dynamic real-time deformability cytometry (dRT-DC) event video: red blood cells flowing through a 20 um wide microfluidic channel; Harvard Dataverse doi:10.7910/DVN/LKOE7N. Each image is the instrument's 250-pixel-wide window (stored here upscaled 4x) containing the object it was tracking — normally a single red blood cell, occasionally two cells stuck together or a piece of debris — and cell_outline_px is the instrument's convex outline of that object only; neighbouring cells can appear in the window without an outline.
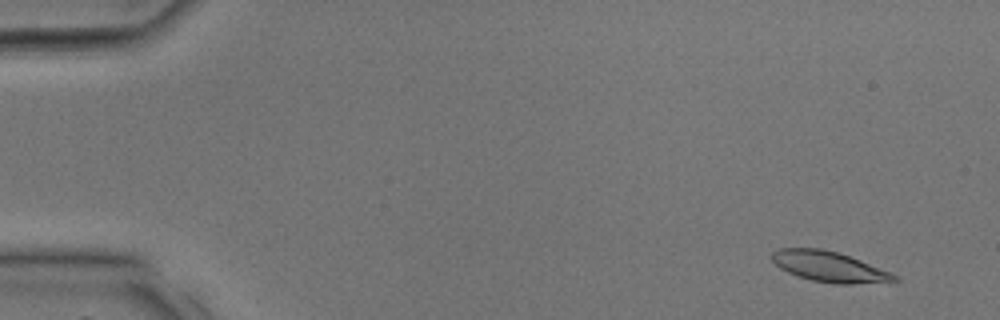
{"species": "common noctule bat (a hibernating species)", "species_latin": "Nyctalus noctula", "temperature_condition": "room temperature", "stored_images_in_passage": 36, "camera_frame_rate_fps": 3000, "um_per_image_px": 0.085, "animal": {"sex": "male", "body_mass_g": 17.9, "forearm_length_mm": 54.2}, "frame": {"image": 1, "passage_image": 3, "time_ms": 0.667, "image_size_px": [1000, 320], "cell_outline_px": [[900, 280], [852, 284], [836, 284], [812, 280], [788, 272], [780, 268], [772, 260], [772, 252], [780, 248], [820, 248], [836, 252], [860, 260], [892, 272], [900, 276]], "centroid_in_image_um": [70.51, 22.67], "position_along_channel_um": 14.5, "area_um2": 21.5}}
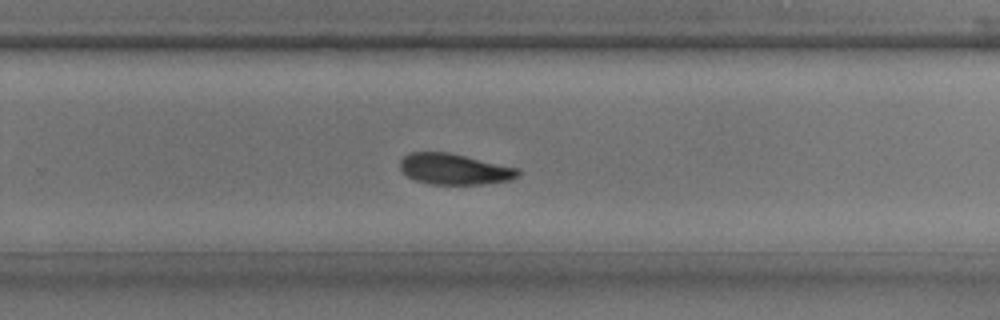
{"frame": {"image": 2, "passage_image": 24, "time_ms": 7.667, "image_size_px": [1000, 320], "cell_outline_px": [[520, 172], [512, 180], [480, 184], [432, 184], [416, 180], [408, 176], [400, 168], [400, 160], [404, 156], [412, 152], [448, 152], [520, 168]], "centroid_in_image_um": [38.64, 14.37], "position_along_channel_um": 291.2, "area_um2": 21.1}}
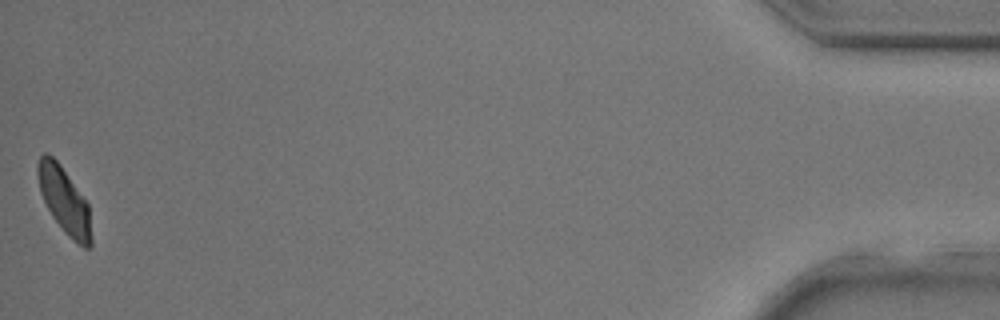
{"frame": {"image": 3, "passage_image": 36, "time_ms": 11.667, "image_size_px": [1000, 320], "cell_outline_px": [[92, 244], [88, 248], [84, 248], [64, 232], [52, 216], [40, 192], [36, 172], [36, 164], [40, 156], [44, 152], [48, 152], [60, 164], [88, 204], [92, 240]], "centroid_in_image_um": [5.44, 17.01], "position_along_channel_um": 429.8, "area_um2": 20.52}}